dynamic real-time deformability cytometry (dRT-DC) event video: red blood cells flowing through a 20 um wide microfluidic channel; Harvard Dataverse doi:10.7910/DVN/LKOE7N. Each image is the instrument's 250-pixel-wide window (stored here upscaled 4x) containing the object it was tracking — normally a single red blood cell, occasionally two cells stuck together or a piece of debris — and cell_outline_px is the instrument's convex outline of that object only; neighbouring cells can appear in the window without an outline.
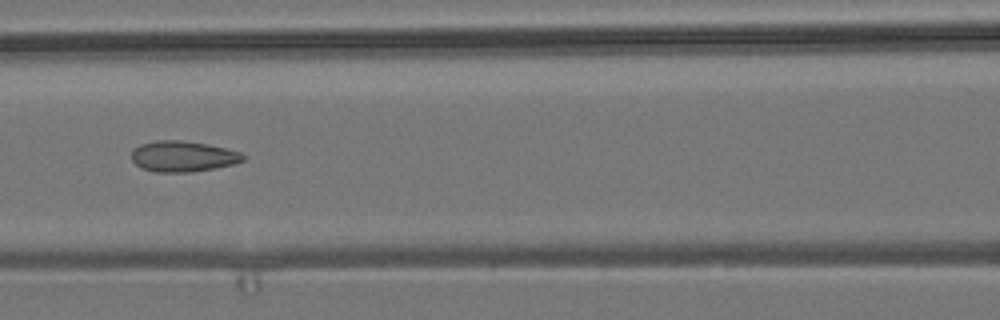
{"species": "common noctule bat (a hibernating species)", "species_latin": "Nyctalus noctula", "temperature_condition": "room temperature", "stored_images_in_passage": 8, "camera_frame_rate_fps": 3000, "um_per_image_px": 0.085, "animal": {"sex": "male", "body_mass_g": 19.2, "forearm_length_mm": 51.8}, "frame": {"image": 1, "passage_image": 7, "time_ms": 7.0, "image_size_px": [1000, 320], "cell_outline_px": [[244, 160], [236, 164], [216, 168], [192, 172], [156, 172], [144, 168], [136, 164], [132, 160], [132, 148], [140, 144], [156, 140], [180, 140], [208, 144], [240, 152], [244, 156]], "centroid_in_image_um": [15.55, 13.29], "position_along_channel_um": 151.0, "area_um2": 20.06}}
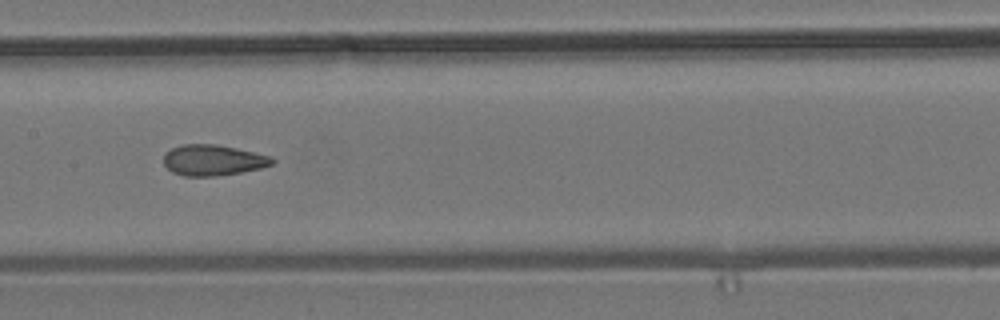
{"frame": {"image": 2, "passage_image": 8, "time_ms": 8.0, "image_size_px": [1000, 320], "cell_outline_px": [[276, 160], [272, 164], [260, 168], [240, 172], [216, 176], [184, 176], [172, 172], [164, 164], [164, 152], [172, 148], [184, 144], [216, 144], [236, 148], [272, 156]], "centroid_in_image_um": [18.1, 13.61], "position_along_channel_um": 189.3, "area_um2": 19.48}}